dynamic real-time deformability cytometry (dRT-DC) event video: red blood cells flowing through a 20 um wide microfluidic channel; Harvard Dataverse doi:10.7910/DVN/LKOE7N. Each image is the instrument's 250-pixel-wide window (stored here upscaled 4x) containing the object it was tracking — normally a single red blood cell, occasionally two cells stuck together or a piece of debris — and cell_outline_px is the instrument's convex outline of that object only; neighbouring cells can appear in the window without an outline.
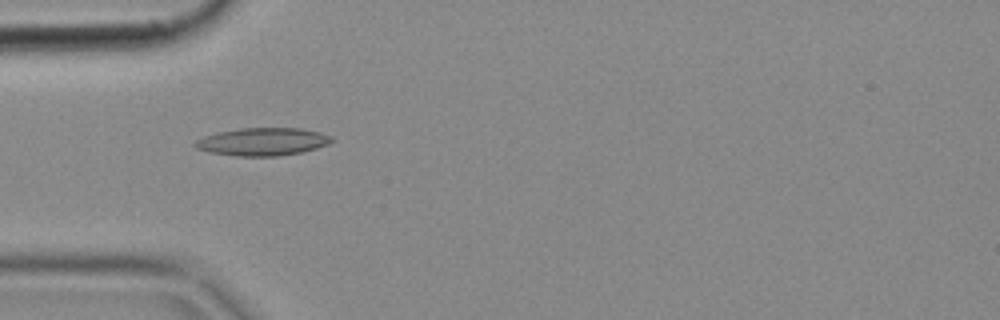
{"species": "common noctule bat (a hibernating species)", "species_latin": "Nyctalus noctula", "temperature_condition": "cold", "stored_images_in_passage": 5, "camera_frame_rate_fps": 3000, "um_per_image_px": 0.085, "animal": {"sex": "female", "body_mass_g": 18.4}, "frame": {"image": 1, "passage_image": 5, "time_ms": 1.333, "image_size_px": [1000, 320], "cell_outline_px": [[336, 140], [328, 144], [316, 148], [300, 152], [276, 156], [236, 156], [212, 152], [196, 148], [192, 144], [196, 140], [204, 136], [220, 132], [240, 128], [300, 128], [320, 132], [332, 136]], "centroid_in_image_um": [22.35, 12.04], "position_along_channel_um": 62.6, "area_um2": 22.02}}